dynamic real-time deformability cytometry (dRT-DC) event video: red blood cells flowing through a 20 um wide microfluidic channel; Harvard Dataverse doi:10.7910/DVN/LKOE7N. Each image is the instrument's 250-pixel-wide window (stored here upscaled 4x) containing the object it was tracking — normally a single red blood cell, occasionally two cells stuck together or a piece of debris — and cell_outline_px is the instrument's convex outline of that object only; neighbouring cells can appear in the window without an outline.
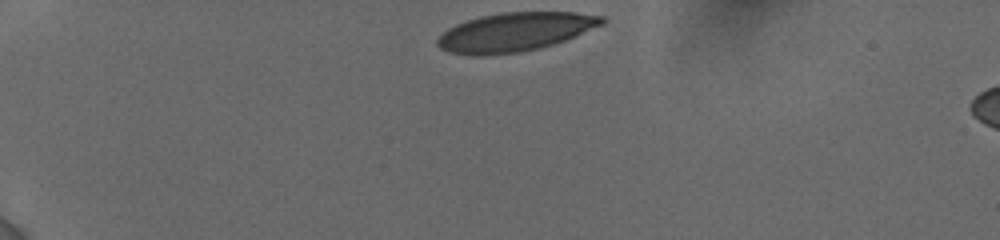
{"species": "human", "species_latin": "Homo sapiens", "temperature_condition": "cold", "stored_images_in_passage": 11, "camera_frame_rate_fps": 3000, "um_per_image_px": 0.085, "donor": {"sex": "female"}, "frame": {"image": 1, "passage_image": 1, "time_ms": 0.0, "image_size_px": [1000, 240], "cell_outline_px": [[608, 20], [604, 24], [564, 40], [540, 48], [520, 52], [484, 56], [472, 56], [448, 52], [440, 48], [436, 44], [436, 40], [448, 28], [456, 24], [480, 16], [504, 12], [576, 12], [604, 16]], "centroid_in_image_um": [43.77, 2.72], "position_along_channel_um": 41.2, "area_um2": 37.28}}
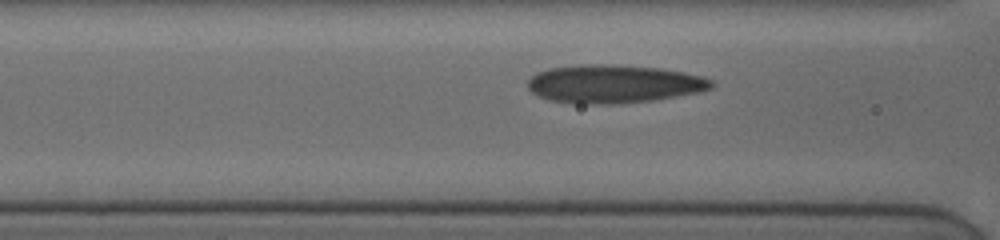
{"frame": {"image": 2, "passage_image": 7, "time_ms": 3.667, "image_size_px": [1000, 240], "cell_outline_px": [[716, 84], [712, 88], [700, 92], [656, 100], [612, 104], [580, 104], [548, 100], [532, 92], [528, 88], [528, 80], [536, 72], [548, 68], [580, 64], [612, 64], [660, 68], [684, 72], [704, 76], [712, 80]], "centroid_in_image_um": [52.2, 7.13], "position_along_channel_um": 114.4, "area_um2": 41.44}}
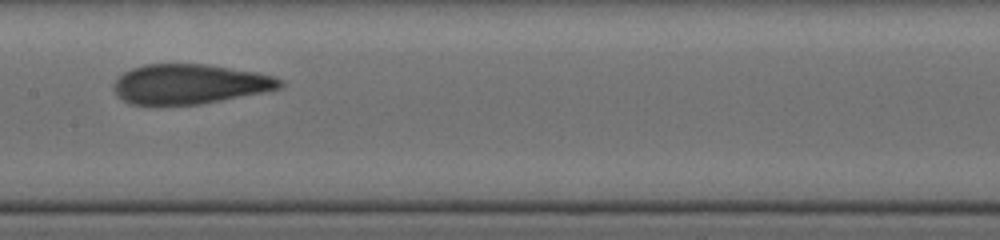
{"frame": {"image": 3, "passage_image": 10, "time_ms": 5.667, "image_size_px": [1000, 240], "cell_outline_px": [[284, 84], [280, 88], [264, 92], [200, 104], [132, 104], [124, 100], [116, 92], [112, 84], [124, 72], [132, 68], [144, 64], [204, 64], [256, 72], [276, 76], [284, 80]], "centroid_in_image_um": [16.17, 7.13], "position_along_channel_um": 191.2, "area_um2": 38.26}}